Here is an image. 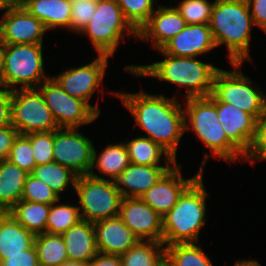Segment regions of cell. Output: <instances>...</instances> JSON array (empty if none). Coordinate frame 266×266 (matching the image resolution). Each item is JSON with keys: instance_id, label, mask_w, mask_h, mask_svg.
Segmentation results:
<instances>
[{"instance_id": "484cf974", "label": "cell", "mask_w": 266, "mask_h": 266, "mask_svg": "<svg viewBox=\"0 0 266 266\" xmlns=\"http://www.w3.org/2000/svg\"><path fill=\"white\" fill-rule=\"evenodd\" d=\"M124 144L126 146L127 153L132 164L162 166L160 165V161L163 154L165 157L164 163H177V160H175L167 150H165L160 144L153 142L146 136L137 137Z\"/></svg>"}, {"instance_id": "6da1fadb", "label": "cell", "mask_w": 266, "mask_h": 266, "mask_svg": "<svg viewBox=\"0 0 266 266\" xmlns=\"http://www.w3.org/2000/svg\"><path fill=\"white\" fill-rule=\"evenodd\" d=\"M132 113L136 125L176 160L178 143L185 133L184 108L175 97L139 93H114Z\"/></svg>"}, {"instance_id": "4316f807", "label": "cell", "mask_w": 266, "mask_h": 266, "mask_svg": "<svg viewBox=\"0 0 266 266\" xmlns=\"http://www.w3.org/2000/svg\"><path fill=\"white\" fill-rule=\"evenodd\" d=\"M50 208V204L29 202L21 199L9 213L26 230L38 235L46 232Z\"/></svg>"}, {"instance_id": "f35d334b", "label": "cell", "mask_w": 266, "mask_h": 266, "mask_svg": "<svg viewBox=\"0 0 266 266\" xmlns=\"http://www.w3.org/2000/svg\"><path fill=\"white\" fill-rule=\"evenodd\" d=\"M98 0H71L70 30L81 34L94 15Z\"/></svg>"}, {"instance_id": "d6a6232c", "label": "cell", "mask_w": 266, "mask_h": 266, "mask_svg": "<svg viewBox=\"0 0 266 266\" xmlns=\"http://www.w3.org/2000/svg\"><path fill=\"white\" fill-rule=\"evenodd\" d=\"M56 203L51 204L45 233L62 235L82 218L78 206Z\"/></svg>"}, {"instance_id": "d6986e66", "label": "cell", "mask_w": 266, "mask_h": 266, "mask_svg": "<svg viewBox=\"0 0 266 266\" xmlns=\"http://www.w3.org/2000/svg\"><path fill=\"white\" fill-rule=\"evenodd\" d=\"M217 48L209 24H187L161 50L176 57H197Z\"/></svg>"}, {"instance_id": "ac0fdd59", "label": "cell", "mask_w": 266, "mask_h": 266, "mask_svg": "<svg viewBox=\"0 0 266 266\" xmlns=\"http://www.w3.org/2000/svg\"><path fill=\"white\" fill-rule=\"evenodd\" d=\"M186 26V21L175 7L158 5L149 20L137 32V38L145 41L151 39L154 42L152 47L159 50Z\"/></svg>"}, {"instance_id": "5bb4252c", "label": "cell", "mask_w": 266, "mask_h": 266, "mask_svg": "<svg viewBox=\"0 0 266 266\" xmlns=\"http://www.w3.org/2000/svg\"><path fill=\"white\" fill-rule=\"evenodd\" d=\"M205 153L200 170L189 179L182 178L181 165L174 164L159 180L140 198L152 207L159 215L164 216L177 203L184 190L203 172L209 158Z\"/></svg>"}, {"instance_id": "9a60e30c", "label": "cell", "mask_w": 266, "mask_h": 266, "mask_svg": "<svg viewBox=\"0 0 266 266\" xmlns=\"http://www.w3.org/2000/svg\"><path fill=\"white\" fill-rule=\"evenodd\" d=\"M47 29L22 5H12L0 20V41L4 44H42Z\"/></svg>"}, {"instance_id": "1f68e13d", "label": "cell", "mask_w": 266, "mask_h": 266, "mask_svg": "<svg viewBox=\"0 0 266 266\" xmlns=\"http://www.w3.org/2000/svg\"><path fill=\"white\" fill-rule=\"evenodd\" d=\"M30 174L43 181L54 190L59 197L62 191L68 188L69 184L75 187L78 177L70 168L62 166L54 161L36 166Z\"/></svg>"}, {"instance_id": "9c48e42d", "label": "cell", "mask_w": 266, "mask_h": 266, "mask_svg": "<svg viewBox=\"0 0 266 266\" xmlns=\"http://www.w3.org/2000/svg\"><path fill=\"white\" fill-rule=\"evenodd\" d=\"M137 37L116 0H98L94 15L82 34H87L98 55L113 56L123 34Z\"/></svg>"}, {"instance_id": "74e56055", "label": "cell", "mask_w": 266, "mask_h": 266, "mask_svg": "<svg viewBox=\"0 0 266 266\" xmlns=\"http://www.w3.org/2000/svg\"><path fill=\"white\" fill-rule=\"evenodd\" d=\"M30 139L36 166L53 162L54 131L26 134Z\"/></svg>"}, {"instance_id": "4fadbf2b", "label": "cell", "mask_w": 266, "mask_h": 266, "mask_svg": "<svg viewBox=\"0 0 266 266\" xmlns=\"http://www.w3.org/2000/svg\"><path fill=\"white\" fill-rule=\"evenodd\" d=\"M109 57L107 55H98L91 63L68 69L52 78L66 93L81 99L100 115L98 104L92 106L89 104V99L101 85L102 79H104Z\"/></svg>"}, {"instance_id": "681fc988", "label": "cell", "mask_w": 266, "mask_h": 266, "mask_svg": "<svg viewBox=\"0 0 266 266\" xmlns=\"http://www.w3.org/2000/svg\"><path fill=\"white\" fill-rule=\"evenodd\" d=\"M12 4L8 0H0V10H5L4 14L10 9Z\"/></svg>"}, {"instance_id": "60d3db41", "label": "cell", "mask_w": 266, "mask_h": 266, "mask_svg": "<svg viewBox=\"0 0 266 266\" xmlns=\"http://www.w3.org/2000/svg\"><path fill=\"white\" fill-rule=\"evenodd\" d=\"M0 266H39L36 248L33 245L21 254L6 255V259L0 261Z\"/></svg>"}, {"instance_id": "603a6c76", "label": "cell", "mask_w": 266, "mask_h": 266, "mask_svg": "<svg viewBox=\"0 0 266 266\" xmlns=\"http://www.w3.org/2000/svg\"><path fill=\"white\" fill-rule=\"evenodd\" d=\"M35 235L18 223L9 212H0V261L6 255L21 254L34 245Z\"/></svg>"}, {"instance_id": "d4e9b609", "label": "cell", "mask_w": 266, "mask_h": 266, "mask_svg": "<svg viewBox=\"0 0 266 266\" xmlns=\"http://www.w3.org/2000/svg\"><path fill=\"white\" fill-rule=\"evenodd\" d=\"M28 174L8 159L0 161V212H9L21 200Z\"/></svg>"}, {"instance_id": "d590c367", "label": "cell", "mask_w": 266, "mask_h": 266, "mask_svg": "<svg viewBox=\"0 0 266 266\" xmlns=\"http://www.w3.org/2000/svg\"><path fill=\"white\" fill-rule=\"evenodd\" d=\"M21 199L50 205L60 201V197L54 190L31 174L27 175Z\"/></svg>"}, {"instance_id": "2e32d148", "label": "cell", "mask_w": 266, "mask_h": 266, "mask_svg": "<svg viewBox=\"0 0 266 266\" xmlns=\"http://www.w3.org/2000/svg\"><path fill=\"white\" fill-rule=\"evenodd\" d=\"M119 218L139 240L162 242V216L141 198H122Z\"/></svg>"}, {"instance_id": "7402d4cb", "label": "cell", "mask_w": 266, "mask_h": 266, "mask_svg": "<svg viewBox=\"0 0 266 266\" xmlns=\"http://www.w3.org/2000/svg\"><path fill=\"white\" fill-rule=\"evenodd\" d=\"M62 237L69 260L88 263L98 253L92 222L82 219L64 232Z\"/></svg>"}, {"instance_id": "7bdbcfd3", "label": "cell", "mask_w": 266, "mask_h": 266, "mask_svg": "<svg viewBox=\"0 0 266 266\" xmlns=\"http://www.w3.org/2000/svg\"><path fill=\"white\" fill-rule=\"evenodd\" d=\"M12 91L0 88V128L11 124Z\"/></svg>"}, {"instance_id": "816d5d0a", "label": "cell", "mask_w": 266, "mask_h": 266, "mask_svg": "<svg viewBox=\"0 0 266 266\" xmlns=\"http://www.w3.org/2000/svg\"><path fill=\"white\" fill-rule=\"evenodd\" d=\"M161 266H170L167 261H164V263Z\"/></svg>"}, {"instance_id": "e575fe53", "label": "cell", "mask_w": 266, "mask_h": 266, "mask_svg": "<svg viewBox=\"0 0 266 266\" xmlns=\"http://www.w3.org/2000/svg\"><path fill=\"white\" fill-rule=\"evenodd\" d=\"M213 5L208 0H182L175 8L187 24H209Z\"/></svg>"}, {"instance_id": "44dd1931", "label": "cell", "mask_w": 266, "mask_h": 266, "mask_svg": "<svg viewBox=\"0 0 266 266\" xmlns=\"http://www.w3.org/2000/svg\"><path fill=\"white\" fill-rule=\"evenodd\" d=\"M174 164L146 166L130 163L115 180L122 198H140Z\"/></svg>"}, {"instance_id": "bcb514c9", "label": "cell", "mask_w": 266, "mask_h": 266, "mask_svg": "<svg viewBox=\"0 0 266 266\" xmlns=\"http://www.w3.org/2000/svg\"><path fill=\"white\" fill-rule=\"evenodd\" d=\"M4 69V43L0 41V86L2 87V75Z\"/></svg>"}, {"instance_id": "ab89813d", "label": "cell", "mask_w": 266, "mask_h": 266, "mask_svg": "<svg viewBox=\"0 0 266 266\" xmlns=\"http://www.w3.org/2000/svg\"><path fill=\"white\" fill-rule=\"evenodd\" d=\"M266 160V112L257 120L256 137L246 161Z\"/></svg>"}, {"instance_id": "f546056e", "label": "cell", "mask_w": 266, "mask_h": 266, "mask_svg": "<svg viewBox=\"0 0 266 266\" xmlns=\"http://www.w3.org/2000/svg\"><path fill=\"white\" fill-rule=\"evenodd\" d=\"M34 247L39 266H59L69 260L62 235L48 233L35 235Z\"/></svg>"}, {"instance_id": "83f0119b", "label": "cell", "mask_w": 266, "mask_h": 266, "mask_svg": "<svg viewBox=\"0 0 266 266\" xmlns=\"http://www.w3.org/2000/svg\"><path fill=\"white\" fill-rule=\"evenodd\" d=\"M95 147L93 149V163L91 171L94 168L100 173L108 175L110 180L115 181L123 170L131 163L124 142L119 144H109L98 156Z\"/></svg>"}, {"instance_id": "cb8c5ba5", "label": "cell", "mask_w": 266, "mask_h": 266, "mask_svg": "<svg viewBox=\"0 0 266 266\" xmlns=\"http://www.w3.org/2000/svg\"><path fill=\"white\" fill-rule=\"evenodd\" d=\"M21 4L47 31L55 27L70 29L71 0H22Z\"/></svg>"}, {"instance_id": "8992f818", "label": "cell", "mask_w": 266, "mask_h": 266, "mask_svg": "<svg viewBox=\"0 0 266 266\" xmlns=\"http://www.w3.org/2000/svg\"><path fill=\"white\" fill-rule=\"evenodd\" d=\"M74 191L79 198L80 215L83 220L93 224L119 216L122 196L113 180L96 175L77 177Z\"/></svg>"}, {"instance_id": "52a82bcc", "label": "cell", "mask_w": 266, "mask_h": 266, "mask_svg": "<svg viewBox=\"0 0 266 266\" xmlns=\"http://www.w3.org/2000/svg\"><path fill=\"white\" fill-rule=\"evenodd\" d=\"M43 67L42 44H4L2 87L11 91L18 84L19 89L37 88L49 78Z\"/></svg>"}, {"instance_id": "7a4b0ae2", "label": "cell", "mask_w": 266, "mask_h": 266, "mask_svg": "<svg viewBox=\"0 0 266 266\" xmlns=\"http://www.w3.org/2000/svg\"><path fill=\"white\" fill-rule=\"evenodd\" d=\"M165 59L147 65H127V72L136 76L155 77L185 87L186 99L208 97L212 93L213 81L219 68L196 60V57H176L164 53Z\"/></svg>"}, {"instance_id": "f907efd6", "label": "cell", "mask_w": 266, "mask_h": 266, "mask_svg": "<svg viewBox=\"0 0 266 266\" xmlns=\"http://www.w3.org/2000/svg\"><path fill=\"white\" fill-rule=\"evenodd\" d=\"M12 5H19L22 3V0H8Z\"/></svg>"}, {"instance_id": "3957f363", "label": "cell", "mask_w": 266, "mask_h": 266, "mask_svg": "<svg viewBox=\"0 0 266 266\" xmlns=\"http://www.w3.org/2000/svg\"><path fill=\"white\" fill-rule=\"evenodd\" d=\"M254 22L246 0H215L209 27L216 47L225 44L231 63L251 61L249 48Z\"/></svg>"}, {"instance_id": "ba28073f", "label": "cell", "mask_w": 266, "mask_h": 266, "mask_svg": "<svg viewBox=\"0 0 266 266\" xmlns=\"http://www.w3.org/2000/svg\"><path fill=\"white\" fill-rule=\"evenodd\" d=\"M231 66L233 71H217L210 96L216 102L233 104L258 120L266 112V94L251 86L250 78L237 71L241 63H231Z\"/></svg>"}, {"instance_id": "7c38bea8", "label": "cell", "mask_w": 266, "mask_h": 266, "mask_svg": "<svg viewBox=\"0 0 266 266\" xmlns=\"http://www.w3.org/2000/svg\"><path fill=\"white\" fill-rule=\"evenodd\" d=\"M78 128H59L54 131V162L70 168L78 176L89 175L93 163L92 141L79 133Z\"/></svg>"}, {"instance_id": "f1b7e54d", "label": "cell", "mask_w": 266, "mask_h": 266, "mask_svg": "<svg viewBox=\"0 0 266 266\" xmlns=\"http://www.w3.org/2000/svg\"><path fill=\"white\" fill-rule=\"evenodd\" d=\"M163 242L139 240L121 255L123 266H161L165 261Z\"/></svg>"}, {"instance_id": "b9f144b4", "label": "cell", "mask_w": 266, "mask_h": 266, "mask_svg": "<svg viewBox=\"0 0 266 266\" xmlns=\"http://www.w3.org/2000/svg\"><path fill=\"white\" fill-rule=\"evenodd\" d=\"M18 131L12 125L0 128V161L7 159Z\"/></svg>"}, {"instance_id": "5b68a950", "label": "cell", "mask_w": 266, "mask_h": 266, "mask_svg": "<svg viewBox=\"0 0 266 266\" xmlns=\"http://www.w3.org/2000/svg\"><path fill=\"white\" fill-rule=\"evenodd\" d=\"M185 103V132L193 130L200 141L210 148L214 157L217 156L229 163L241 157L245 163V156L227 139L222 124L218 121L217 102L208 96L187 98Z\"/></svg>"}, {"instance_id": "836d02e7", "label": "cell", "mask_w": 266, "mask_h": 266, "mask_svg": "<svg viewBox=\"0 0 266 266\" xmlns=\"http://www.w3.org/2000/svg\"><path fill=\"white\" fill-rule=\"evenodd\" d=\"M124 18L138 32L154 10V0H116Z\"/></svg>"}, {"instance_id": "277c9868", "label": "cell", "mask_w": 266, "mask_h": 266, "mask_svg": "<svg viewBox=\"0 0 266 266\" xmlns=\"http://www.w3.org/2000/svg\"><path fill=\"white\" fill-rule=\"evenodd\" d=\"M203 172L184 190L173 208L162 216L164 246L196 243L206 223V197Z\"/></svg>"}, {"instance_id": "ee69618b", "label": "cell", "mask_w": 266, "mask_h": 266, "mask_svg": "<svg viewBox=\"0 0 266 266\" xmlns=\"http://www.w3.org/2000/svg\"><path fill=\"white\" fill-rule=\"evenodd\" d=\"M253 18L254 26L266 32V0H246Z\"/></svg>"}, {"instance_id": "ffe728a7", "label": "cell", "mask_w": 266, "mask_h": 266, "mask_svg": "<svg viewBox=\"0 0 266 266\" xmlns=\"http://www.w3.org/2000/svg\"><path fill=\"white\" fill-rule=\"evenodd\" d=\"M98 252L121 256L139 239L118 217L93 224Z\"/></svg>"}, {"instance_id": "7dc6e473", "label": "cell", "mask_w": 266, "mask_h": 266, "mask_svg": "<svg viewBox=\"0 0 266 266\" xmlns=\"http://www.w3.org/2000/svg\"><path fill=\"white\" fill-rule=\"evenodd\" d=\"M234 266H261L256 260H238Z\"/></svg>"}, {"instance_id": "f6af8a7d", "label": "cell", "mask_w": 266, "mask_h": 266, "mask_svg": "<svg viewBox=\"0 0 266 266\" xmlns=\"http://www.w3.org/2000/svg\"><path fill=\"white\" fill-rule=\"evenodd\" d=\"M89 266H123L121 256L98 252L89 262Z\"/></svg>"}, {"instance_id": "c3c4849f", "label": "cell", "mask_w": 266, "mask_h": 266, "mask_svg": "<svg viewBox=\"0 0 266 266\" xmlns=\"http://www.w3.org/2000/svg\"><path fill=\"white\" fill-rule=\"evenodd\" d=\"M59 266H89L87 262L67 260Z\"/></svg>"}, {"instance_id": "8d00e7d4", "label": "cell", "mask_w": 266, "mask_h": 266, "mask_svg": "<svg viewBox=\"0 0 266 266\" xmlns=\"http://www.w3.org/2000/svg\"><path fill=\"white\" fill-rule=\"evenodd\" d=\"M7 159L29 174L33 171L36 162L33 157L31 141L26 135H17Z\"/></svg>"}, {"instance_id": "8fae6325", "label": "cell", "mask_w": 266, "mask_h": 266, "mask_svg": "<svg viewBox=\"0 0 266 266\" xmlns=\"http://www.w3.org/2000/svg\"><path fill=\"white\" fill-rule=\"evenodd\" d=\"M42 93L59 128H78L98 118V114L81 99L66 93L53 78L37 87Z\"/></svg>"}, {"instance_id": "30bf717a", "label": "cell", "mask_w": 266, "mask_h": 266, "mask_svg": "<svg viewBox=\"0 0 266 266\" xmlns=\"http://www.w3.org/2000/svg\"><path fill=\"white\" fill-rule=\"evenodd\" d=\"M11 124L22 135L59 129L38 88L12 91Z\"/></svg>"}, {"instance_id": "e0dca14e", "label": "cell", "mask_w": 266, "mask_h": 266, "mask_svg": "<svg viewBox=\"0 0 266 266\" xmlns=\"http://www.w3.org/2000/svg\"><path fill=\"white\" fill-rule=\"evenodd\" d=\"M218 121L227 139L246 156L256 137L257 120L233 104L217 102Z\"/></svg>"}, {"instance_id": "4dcf8cb0", "label": "cell", "mask_w": 266, "mask_h": 266, "mask_svg": "<svg viewBox=\"0 0 266 266\" xmlns=\"http://www.w3.org/2000/svg\"><path fill=\"white\" fill-rule=\"evenodd\" d=\"M198 243H179L165 246V261L170 266H213Z\"/></svg>"}]
</instances>
